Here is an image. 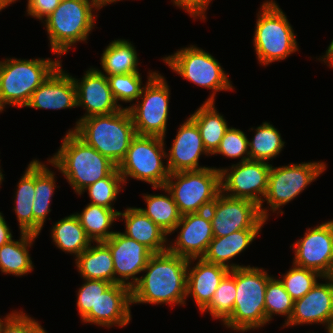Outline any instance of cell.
<instances>
[{
  "instance_id": "d590c367",
  "label": "cell",
  "mask_w": 333,
  "mask_h": 333,
  "mask_svg": "<svg viewBox=\"0 0 333 333\" xmlns=\"http://www.w3.org/2000/svg\"><path fill=\"white\" fill-rule=\"evenodd\" d=\"M236 297V268L221 280L210 303L201 311L224 323L232 314Z\"/></svg>"
},
{
  "instance_id": "ee69618b",
  "label": "cell",
  "mask_w": 333,
  "mask_h": 333,
  "mask_svg": "<svg viewBox=\"0 0 333 333\" xmlns=\"http://www.w3.org/2000/svg\"><path fill=\"white\" fill-rule=\"evenodd\" d=\"M60 0H27V15L42 22L57 8Z\"/></svg>"
},
{
  "instance_id": "f907efd6",
  "label": "cell",
  "mask_w": 333,
  "mask_h": 333,
  "mask_svg": "<svg viewBox=\"0 0 333 333\" xmlns=\"http://www.w3.org/2000/svg\"><path fill=\"white\" fill-rule=\"evenodd\" d=\"M12 3H14L12 0H0V11L7 8Z\"/></svg>"
},
{
  "instance_id": "4dcf8cb0",
  "label": "cell",
  "mask_w": 333,
  "mask_h": 333,
  "mask_svg": "<svg viewBox=\"0 0 333 333\" xmlns=\"http://www.w3.org/2000/svg\"><path fill=\"white\" fill-rule=\"evenodd\" d=\"M51 238L58 249L76 257L94 243L87 236L77 216L70 214L58 220L51 229Z\"/></svg>"
},
{
  "instance_id": "9a60e30c",
  "label": "cell",
  "mask_w": 333,
  "mask_h": 333,
  "mask_svg": "<svg viewBox=\"0 0 333 333\" xmlns=\"http://www.w3.org/2000/svg\"><path fill=\"white\" fill-rule=\"evenodd\" d=\"M290 247L295 266L314 270L323 277L333 276V219L308 228L304 237Z\"/></svg>"
},
{
  "instance_id": "b9f144b4",
  "label": "cell",
  "mask_w": 333,
  "mask_h": 333,
  "mask_svg": "<svg viewBox=\"0 0 333 333\" xmlns=\"http://www.w3.org/2000/svg\"><path fill=\"white\" fill-rule=\"evenodd\" d=\"M84 281L76 295V304L81 320L89 312H97V301L100 294L112 285V283L102 280L84 279Z\"/></svg>"
},
{
  "instance_id": "ab89813d",
  "label": "cell",
  "mask_w": 333,
  "mask_h": 333,
  "mask_svg": "<svg viewBox=\"0 0 333 333\" xmlns=\"http://www.w3.org/2000/svg\"><path fill=\"white\" fill-rule=\"evenodd\" d=\"M318 279H323V276L318 272L292 264L291 269L281 275L280 281L295 301L307 294L318 282Z\"/></svg>"
},
{
  "instance_id": "cb8c5ba5",
  "label": "cell",
  "mask_w": 333,
  "mask_h": 333,
  "mask_svg": "<svg viewBox=\"0 0 333 333\" xmlns=\"http://www.w3.org/2000/svg\"><path fill=\"white\" fill-rule=\"evenodd\" d=\"M125 220L124 235L143 244L152 253H162L168 250V234H166L148 216L137 207H127L119 212L118 218Z\"/></svg>"
},
{
  "instance_id": "7bdbcfd3",
  "label": "cell",
  "mask_w": 333,
  "mask_h": 333,
  "mask_svg": "<svg viewBox=\"0 0 333 333\" xmlns=\"http://www.w3.org/2000/svg\"><path fill=\"white\" fill-rule=\"evenodd\" d=\"M1 333H47V331L25 312L16 311L3 325Z\"/></svg>"
},
{
  "instance_id": "c3c4849f",
  "label": "cell",
  "mask_w": 333,
  "mask_h": 333,
  "mask_svg": "<svg viewBox=\"0 0 333 333\" xmlns=\"http://www.w3.org/2000/svg\"><path fill=\"white\" fill-rule=\"evenodd\" d=\"M118 1H120V0H92V2L97 7L98 11H99V9L103 8L105 5L107 6V4L109 5V4H112L114 2L116 3Z\"/></svg>"
},
{
  "instance_id": "681fc988",
  "label": "cell",
  "mask_w": 333,
  "mask_h": 333,
  "mask_svg": "<svg viewBox=\"0 0 333 333\" xmlns=\"http://www.w3.org/2000/svg\"><path fill=\"white\" fill-rule=\"evenodd\" d=\"M16 312V310L15 311H12L11 313H8V315H6L5 317H3V318H1L0 317V333H1V329H2V327H3V325L6 323V321L14 314ZM3 319V320H2Z\"/></svg>"
},
{
  "instance_id": "603a6c76",
  "label": "cell",
  "mask_w": 333,
  "mask_h": 333,
  "mask_svg": "<svg viewBox=\"0 0 333 333\" xmlns=\"http://www.w3.org/2000/svg\"><path fill=\"white\" fill-rule=\"evenodd\" d=\"M195 261L196 264L192 263ZM229 271L228 268L206 262L203 258L189 259L186 296L194 299L200 312L210 303L221 280Z\"/></svg>"
},
{
  "instance_id": "816d5d0a",
  "label": "cell",
  "mask_w": 333,
  "mask_h": 333,
  "mask_svg": "<svg viewBox=\"0 0 333 333\" xmlns=\"http://www.w3.org/2000/svg\"><path fill=\"white\" fill-rule=\"evenodd\" d=\"M327 333H333V320L326 326Z\"/></svg>"
},
{
  "instance_id": "7a4b0ae2",
  "label": "cell",
  "mask_w": 333,
  "mask_h": 333,
  "mask_svg": "<svg viewBox=\"0 0 333 333\" xmlns=\"http://www.w3.org/2000/svg\"><path fill=\"white\" fill-rule=\"evenodd\" d=\"M66 178L77 195L85 188L108 177L117 166L73 131H67L57 153L47 159Z\"/></svg>"
},
{
  "instance_id": "ba28073f",
  "label": "cell",
  "mask_w": 333,
  "mask_h": 333,
  "mask_svg": "<svg viewBox=\"0 0 333 333\" xmlns=\"http://www.w3.org/2000/svg\"><path fill=\"white\" fill-rule=\"evenodd\" d=\"M165 139L156 136L136 135L129 145L125 158L117 166L124 184L128 178L144 181L155 190L165 186L170 175L166 157Z\"/></svg>"
},
{
  "instance_id": "ffe728a7",
  "label": "cell",
  "mask_w": 333,
  "mask_h": 333,
  "mask_svg": "<svg viewBox=\"0 0 333 333\" xmlns=\"http://www.w3.org/2000/svg\"><path fill=\"white\" fill-rule=\"evenodd\" d=\"M166 151V165L170 173L207 168L199 166V158L202 154H210L203 145L198 126L190 117L179 126L171 148Z\"/></svg>"
},
{
  "instance_id": "f1b7e54d",
  "label": "cell",
  "mask_w": 333,
  "mask_h": 333,
  "mask_svg": "<svg viewBox=\"0 0 333 333\" xmlns=\"http://www.w3.org/2000/svg\"><path fill=\"white\" fill-rule=\"evenodd\" d=\"M198 126L203 145L212 155L229 128L224 116L215 108V102H204L189 116Z\"/></svg>"
},
{
  "instance_id": "d6a6232c",
  "label": "cell",
  "mask_w": 333,
  "mask_h": 333,
  "mask_svg": "<svg viewBox=\"0 0 333 333\" xmlns=\"http://www.w3.org/2000/svg\"><path fill=\"white\" fill-rule=\"evenodd\" d=\"M17 183L14 211L20 232L33 234V201L35 200V159L30 161Z\"/></svg>"
},
{
  "instance_id": "ac0fdd59",
  "label": "cell",
  "mask_w": 333,
  "mask_h": 333,
  "mask_svg": "<svg viewBox=\"0 0 333 333\" xmlns=\"http://www.w3.org/2000/svg\"><path fill=\"white\" fill-rule=\"evenodd\" d=\"M73 80L76 85L77 107L86 110L75 127L81 119L111 114L122 109L113 97L106 75L96 68L91 67L85 71L81 80L75 77Z\"/></svg>"
},
{
  "instance_id": "8992f818",
  "label": "cell",
  "mask_w": 333,
  "mask_h": 333,
  "mask_svg": "<svg viewBox=\"0 0 333 333\" xmlns=\"http://www.w3.org/2000/svg\"><path fill=\"white\" fill-rule=\"evenodd\" d=\"M254 50L260 65L287 59L299 51L292 25L275 0H265L257 14Z\"/></svg>"
},
{
  "instance_id": "83f0119b",
  "label": "cell",
  "mask_w": 333,
  "mask_h": 333,
  "mask_svg": "<svg viewBox=\"0 0 333 333\" xmlns=\"http://www.w3.org/2000/svg\"><path fill=\"white\" fill-rule=\"evenodd\" d=\"M37 235L20 232L19 240H11L0 248V271L4 274L24 276L34 270L29 248Z\"/></svg>"
},
{
  "instance_id": "30bf717a",
  "label": "cell",
  "mask_w": 333,
  "mask_h": 333,
  "mask_svg": "<svg viewBox=\"0 0 333 333\" xmlns=\"http://www.w3.org/2000/svg\"><path fill=\"white\" fill-rule=\"evenodd\" d=\"M169 68L193 84L212 90L205 102H215L216 92L234 90L228 74L209 52L194 45L162 58Z\"/></svg>"
},
{
  "instance_id": "f546056e",
  "label": "cell",
  "mask_w": 333,
  "mask_h": 333,
  "mask_svg": "<svg viewBox=\"0 0 333 333\" xmlns=\"http://www.w3.org/2000/svg\"><path fill=\"white\" fill-rule=\"evenodd\" d=\"M138 54L131 41L125 39L112 40L101 54L100 63L104 75L128 74L139 72ZM105 72V73H104Z\"/></svg>"
},
{
  "instance_id": "7dc6e473",
  "label": "cell",
  "mask_w": 333,
  "mask_h": 333,
  "mask_svg": "<svg viewBox=\"0 0 333 333\" xmlns=\"http://www.w3.org/2000/svg\"><path fill=\"white\" fill-rule=\"evenodd\" d=\"M318 60L323 61L327 66L333 68V40L329 44L326 53L321 58H318Z\"/></svg>"
},
{
  "instance_id": "e0dca14e",
  "label": "cell",
  "mask_w": 333,
  "mask_h": 333,
  "mask_svg": "<svg viewBox=\"0 0 333 333\" xmlns=\"http://www.w3.org/2000/svg\"><path fill=\"white\" fill-rule=\"evenodd\" d=\"M103 242L112 254L114 284L120 283L132 288L139 281L136 275L144 270L153 253L143 244L119 231Z\"/></svg>"
},
{
  "instance_id": "7402d4cb",
  "label": "cell",
  "mask_w": 333,
  "mask_h": 333,
  "mask_svg": "<svg viewBox=\"0 0 333 333\" xmlns=\"http://www.w3.org/2000/svg\"><path fill=\"white\" fill-rule=\"evenodd\" d=\"M25 107L35 109H71L77 107L73 76L62 64L32 93Z\"/></svg>"
},
{
  "instance_id": "2e32d148",
  "label": "cell",
  "mask_w": 333,
  "mask_h": 333,
  "mask_svg": "<svg viewBox=\"0 0 333 333\" xmlns=\"http://www.w3.org/2000/svg\"><path fill=\"white\" fill-rule=\"evenodd\" d=\"M178 229L180 231L176 240H168V251L187 259L202 258L214 238L209 212L181 215L180 221L168 236Z\"/></svg>"
},
{
  "instance_id": "bcb514c9",
  "label": "cell",
  "mask_w": 333,
  "mask_h": 333,
  "mask_svg": "<svg viewBox=\"0 0 333 333\" xmlns=\"http://www.w3.org/2000/svg\"><path fill=\"white\" fill-rule=\"evenodd\" d=\"M12 237L11 229L5 221L3 214L0 212V248L11 241L13 239Z\"/></svg>"
},
{
  "instance_id": "f5cc1de1",
  "label": "cell",
  "mask_w": 333,
  "mask_h": 333,
  "mask_svg": "<svg viewBox=\"0 0 333 333\" xmlns=\"http://www.w3.org/2000/svg\"><path fill=\"white\" fill-rule=\"evenodd\" d=\"M2 181H4V175H3L2 171H1V166H0V186L2 184Z\"/></svg>"
},
{
  "instance_id": "9c48e42d",
  "label": "cell",
  "mask_w": 333,
  "mask_h": 333,
  "mask_svg": "<svg viewBox=\"0 0 333 333\" xmlns=\"http://www.w3.org/2000/svg\"><path fill=\"white\" fill-rule=\"evenodd\" d=\"M165 187L181 215L207 211L221 192L220 170L208 167L170 173Z\"/></svg>"
},
{
  "instance_id": "5bb4252c",
  "label": "cell",
  "mask_w": 333,
  "mask_h": 333,
  "mask_svg": "<svg viewBox=\"0 0 333 333\" xmlns=\"http://www.w3.org/2000/svg\"><path fill=\"white\" fill-rule=\"evenodd\" d=\"M270 162L248 160L220 170L221 192L261 205L268 188Z\"/></svg>"
},
{
  "instance_id": "f35d334b",
  "label": "cell",
  "mask_w": 333,
  "mask_h": 333,
  "mask_svg": "<svg viewBox=\"0 0 333 333\" xmlns=\"http://www.w3.org/2000/svg\"><path fill=\"white\" fill-rule=\"evenodd\" d=\"M109 87L117 104L124 109H129L133 102L137 101L145 85L142 84V77L139 72L128 74L106 75ZM122 101L132 103L129 107L119 104Z\"/></svg>"
},
{
  "instance_id": "74e56055",
  "label": "cell",
  "mask_w": 333,
  "mask_h": 333,
  "mask_svg": "<svg viewBox=\"0 0 333 333\" xmlns=\"http://www.w3.org/2000/svg\"><path fill=\"white\" fill-rule=\"evenodd\" d=\"M124 185L123 178L116 168L108 177L85 188L79 196L88 191L90 204L116 210L113 206Z\"/></svg>"
},
{
  "instance_id": "d6986e66",
  "label": "cell",
  "mask_w": 333,
  "mask_h": 333,
  "mask_svg": "<svg viewBox=\"0 0 333 333\" xmlns=\"http://www.w3.org/2000/svg\"><path fill=\"white\" fill-rule=\"evenodd\" d=\"M325 283L317 282L302 298L294 301L289 321L282 327L303 324H322L333 320V276L323 277Z\"/></svg>"
},
{
  "instance_id": "44dd1931",
  "label": "cell",
  "mask_w": 333,
  "mask_h": 333,
  "mask_svg": "<svg viewBox=\"0 0 333 333\" xmlns=\"http://www.w3.org/2000/svg\"><path fill=\"white\" fill-rule=\"evenodd\" d=\"M132 295L131 288L117 283L112 284L97 301V312H89L83 323L110 328L112 326L125 327L131 321Z\"/></svg>"
},
{
  "instance_id": "277c9868",
  "label": "cell",
  "mask_w": 333,
  "mask_h": 333,
  "mask_svg": "<svg viewBox=\"0 0 333 333\" xmlns=\"http://www.w3.org/2000/svg\"><path fill=\"white\" fill-rule=\"evenodd\" d=\"M95 10L98 11L92 0L60 1L57 8L42 22L53 54L61 57L76 43H87L98 16L94 15Z\"/></svg>"
},
{
  "instance_id": "7c38bea8",
  "label": "cell",
  "mask_w": 333,
  "mask_h": 333,
  "mask_svg": "<svg viewBox=\"0 0 333 333\" xmlns=\"http://www.w3.org/2000/svg\"><path fill=\"white\" fill-rule=\"evenodd\" d=\"M146 85L136 103L128 109L136 135L166 138L170 89L165 77L157 71L148 72ZM141 99V101H139Z\"/></svg>"
},
{
  "instance_id": "836d02e7",
  "label": "cell",
  "mask_w": 333,
  "mask_h": 333,
  "mask_svg": "<svg viewBox=\"0 0 333 333\" xmlns=\"http://www.w3.org/2000/svg\"><path fill=\"white\" fill-rule=\"evenodd\" d=\"M120 211L88 203L81 213H74L92 242L108 240L115 231L110 227Z\"/></svg>"
},
{
  "instance_id": "f6af8a7d",
  "label": "cell",
  "mask_w": 333,
  "mask_h": 333,
  "mask_svg": "<svg viewBox=\"0 0 333 333\" xmlns=\"http://www.w3.org/2000/svg\"><path fill=\"white\" fill-rule=\"evenodd\" d=\"M173 5L179 7L188 13L191 17L206 19V11L212 0H171Z\"/></svg>"
},
{
  "instance_id": "1f68e13d",
  "label": "cell",
  "mask_w": 333,
  "mask_h": 333,
  "mask_svg": "<svg viewBox=\"0 0 333 333\" xmlns=\"http://www.w3.org/2000/svg\"><path fill=\"white\" fill-rule=\"evenodd\" d=\"M160 189L168 194H143L147 207L138 209L169 235L180 221L181 214L170 191L165 186Z\"/></svg>"
},
{
  "instance_id": "d4e9b609",
  "label": "cell",
  "mask_w": 333,
  "mask_h": 333,
  "mask_svg": "<svg viewBox=\"0 0 333 333\" xmlns=\"http://www.w3.org/2000/svg\"><path fill=\"white\" fill-rule=\"evenodd\" d=\"M259 232H261V229H242L225 237H214L202 258L206 262L224 266L229 270L245 267L244 265L229 262L244 252L260 234Z\"/></svg>"
},
{
  "instance_id": "4316f807",
  "label": "cell",
  "mask_w": 333,
  "mask_h": 333,
  "mask_svg": "<svg viewBox=\"0 0 333 333\" xmlns=\"http://www.w3.org/2000/svg\"><path fill=\"white\" fill-rule=\"evenodd\" d=\"M48 165L35 159V200L33 201V234L39 235L47 215L51 212L49 208L52 196L57 187L56 176Z\"/></svg>"
},
{
  "instance_id": "8fae6325",
  "label": "cell",
  "mask_w": 333,
  "mask_h": 333,
  "mask_svg": "<svg viewBox=\"0 0 333 333\" xmlns=\"http://www.w3.org/2000/svg\"><path fill=\"white\" fill-rule=\"evenodd\" d=\"M326 163L322 161L302 162L299 164L274 167L271 164L268 188L262 204L259 206L262 217L267 221L268 211L284 212L281 207L293 201L312 182H314L326 170ZM267 202L268 208L263 207Z\"/></svg>"
},
{
  "instance_id": "6da1fadb",
  "label": "cell",
  "mask_w": 333,
  "mask_h": 333,
  "mask_svg": "<svg viewBox=\"0 0 333 333\" xmlns=\"http://www.w3.org/2000/svg\"><path fill=\"white\" fill-rule=\"evenodd\" d=\"M188 261L168 250L153 253L142 271L146 274L131 288L132 304L185 306Z\"/></svg>"
},
{
  "instance_id": "4fadbf2b",
  "label": "cell",
  "mask_w": 333,
  "mask_h": 333,
  "mask_svg": "<svg viewBox=\"0 0 333 333\" xmlns=\"http://www.w3.org/2000/svg\"><path fill=\"white\" fill-rule=\"evenodd\" d=\"M207 211L214 237H225L242 229H262L266 223L255 202L232 198L222 192Z\"/></svg>"
},
{
  "instance_id": "52a82bcc",
  "label": "cell",
  "mask_w": 333,
  "mask_h": 333,
  "mask_svg": "<svg viewBox=\"0 0 333 333\" xmlns=\"http://www.w3.org/2000/svg\"><path fill=\"white\" fill-rule=\"evenodd\" d=\"M272 275L263 268L247 265L236 268V297L231 316L223 323L236 332L266 325L265 291Z\"/></svg>"
},
{
  "instance_id": "3957f363",
  "label": "cell",
  "mask_w": 333,
  "mask_h": 333,
  "mask_svg": "<svg viewBox=\"0 0 333 333\" xmlns=\"http://www.w3.org/2000/svg\"><path fill=\"white\" fill-rule=\"evenodd\" d=\"M69 131L116 166L125 158L131 140L136 136L132 116L124 108L111 114L81 119Z\"/></svg>"
},
{
  "instance_id": "60d3db41",
  "label": "cell",
  "mask_w": 333,
  "mask_h": 333,
  "mask_svg": "<svg viewBox=\"0 0 333 333\" xmlns=\"http://www.w3.org/2000/svg\"><path fill=\"white\" fill-rule=\"evenodd\" d=\"M248 141L249 139L242 130L229 126L219 147L212 155L222 154L231 159L241 158L239 162L248 161L250 160Z\"/></svg>"
},
{
  "instance_id": "5b68a950",
  "label": "cell",
  "mask_w": 333,
  "mask_h": 333,
  "mask_svg": "<svg viewBox=\"0 0 333 333\" xmlns=\"http://www.w3.org/2000/svg\"><path fill=\"white\" fill-rule=\"evenodd\" d=\"M50 58L0 61V106L24 108L32 93L62 64Z\"/></svg>"
},
{
  "instance_id": "484cf974",
  "label": "cell",
  "mask_w": 333,
  "mask_h": 333,
  "mask_svg": "<svg viewBox=\"0 0 333 333\" xmlns=\"http://www.w3.org/2000/svg\"><path fill=\"white\" fill-rule=\"evenodd\" d=\"M75 258L76 268L83 279L102 280L114 284V262L109 247L94 242Z\"/></svg>"
},
{
  "instance_id": "8d00e7d4",
  "label": "cell",
  "mask_w": 333,
  "mask_h": 333,
  "mask_svg": "<svg viewBox=\"0 0 333 333\" xmlns=\"http://www.w3.org/2000/svg\"><path fill=\"white\" fill-rule=\"evenodd\" d=\"M294 300L285 290L280 279L272 276L267 283L265 291L266 325L273 319V315H284L286 324L292 314Z\"/></svg>"
},
{
  "instance_id": "e575fe53",
  "label": "cell",
  "mask_w": 333,
  "mask_h": 333,
  "mask_svg": "<svg viewBox=\"0 0 333 333\" xmlns=\"http://www.w3.org/2000/svg\"><path fill=\"white\" fill-rule=\"evenodd\" d=\"M255 129L251 141H248L250 160L267 162L277 157L284 148L285 142L280 132L270 122H263Z\"/></svg>"
}]
</instances>
